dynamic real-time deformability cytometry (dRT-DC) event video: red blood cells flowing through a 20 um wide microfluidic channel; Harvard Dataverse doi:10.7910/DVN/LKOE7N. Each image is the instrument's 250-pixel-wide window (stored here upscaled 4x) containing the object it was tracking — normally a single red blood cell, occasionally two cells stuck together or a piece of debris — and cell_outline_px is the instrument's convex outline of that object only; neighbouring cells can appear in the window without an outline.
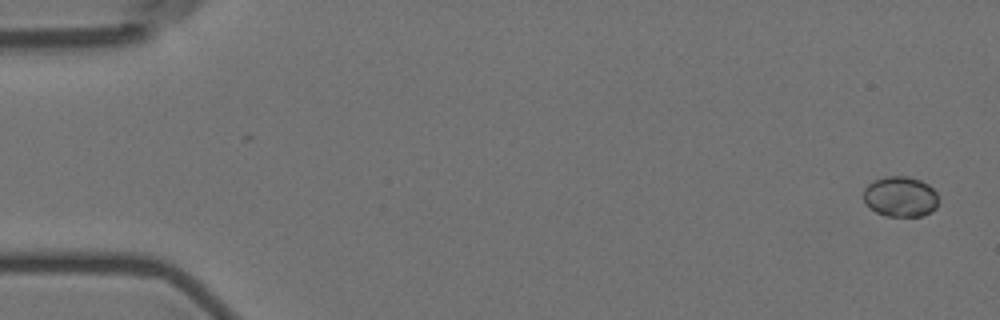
{"species": "Egyptian fruit bat (a non-hibernating species)", "species_latin": "Rousettus aegyptiacus", "temperature_condition": "room temperature", "stored_images_in_passage": 7, "camera_frame_rate_fps": 3000, "um_per_image_px": 0.085, "animal": {"sex": "female"}, "frame": {"image": 1, "passage_image": 1, "time_ms": 0.0, "image_size_px": [1000, 320], "cell_outline_px": [[936, 208], [924, 216], [884, 216], [876, 212], [864, 200], [864, 188], [872, 180], [884, 176], [908, 176], [920, 180], [928, 184], [936, 192]], "centroid_in_image_um": [76.52, 16.7], "position_along_channel_um": 8.5, "area_um2": 17.63}}
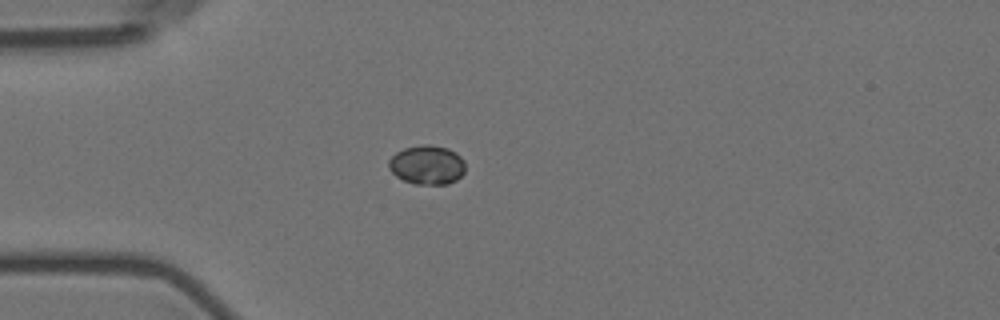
{"frame": {"image": 2, "passage_image": 5, "time_ms": 4.667, "image_size_px": [1000, 320], "cell_outline_px": [[464, 172], [456, 180], [448, 184], [416, 184], [404, 180], [396, 176], [388, 168], [388, 160], [396, 152], [404, 148], [424, 144], [428, 144], [448, 148], [456, 152], [464, 160]], "centroid_in_image_um": [36.29, 14.01], "position_along_channel_um": 48.7, "area_um2": 17.51}}
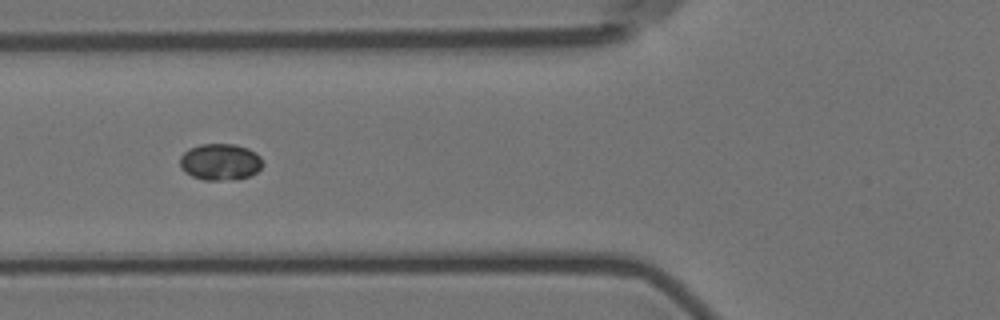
{"frame": {"image": 3, "passage_image": 7, "time_ms": 6.667, "image_size_px": [1000, 320], "cell_outline_px": [[264, 164], [256, 172], [248, 176], [220, 180], [204, 180], [192, 176], [184, 172], [180, 168], [180, 156], [188, 148], [200, 144], [236, 144], [248, 148], [256, 152], [260, 156]], "centroid_in_image_um": [18.7, 13.74], "position_along_channel_um": 107.1, "area_um2": 17.69}}